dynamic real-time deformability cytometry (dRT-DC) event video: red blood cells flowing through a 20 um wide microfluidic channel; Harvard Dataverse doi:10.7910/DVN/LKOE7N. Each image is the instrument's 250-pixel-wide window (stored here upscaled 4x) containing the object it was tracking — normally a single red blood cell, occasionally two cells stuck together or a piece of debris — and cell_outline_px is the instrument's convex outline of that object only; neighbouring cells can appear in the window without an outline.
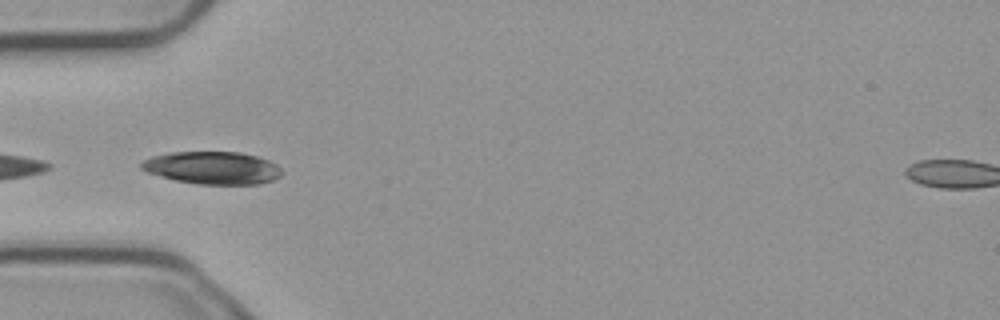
{"species": "common noctule bat (a hibernating species)", "species_latin": "Nyctalus noctula", "temperature_condition": "cold", "stored_images_in_passage": 10, "camera_frame_rate_fps": 3000, "um_per_image_px": 0.085, "animal": {"sex": "male", "body_mass_g": 23.1, "forearm_length_mm": 52.7}, "frame": {"image": 1, "passage_image": 5, "time_ms": 1.333, "image_size_px": [1000, 320], "cell_outline_px": [[284, 172], [280, 176], [272, 180], [260, 184], [200, 184], [176, 180], [160, 176], [148, 172], [140, 168], [140, 164], [144, 160], [152, 156], [168, 152], [240, 152], [256, 156], [268, 160], [276, 164]], "centroid_in_image_um": [18.07, 14.26], "position_along_channel_um": 66.9, "area_um2": 26.65}}
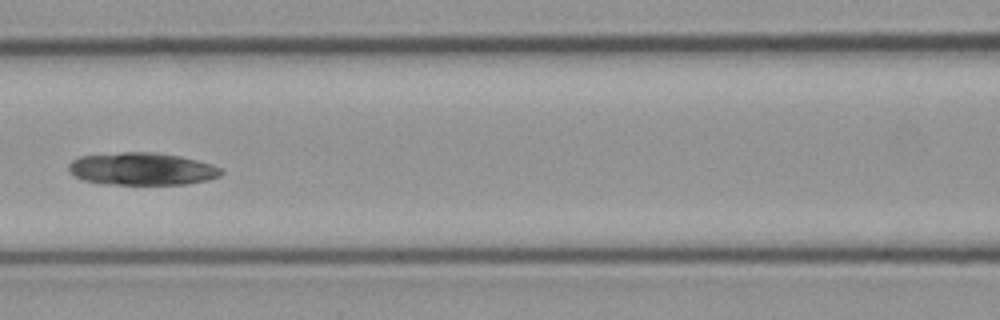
{"frame": {"image": 2, "passage_image": 7, "time_ms": 2.0, "image_size_px": [1000, 320], "cell_outline_px": [[224, 172], [220, 176], [208, 180], [188, 184], [100, 184], [84, 180], [68, 172], [68, 164], [72, 160], [80, 156], [124, 152], [152, 152], [180, 156], [212, 164], [224, 168]], "centroid_in_image_um": [12.09, 14.36], "position_along_channel_um": 154.5, "area_um2": 29.07}}
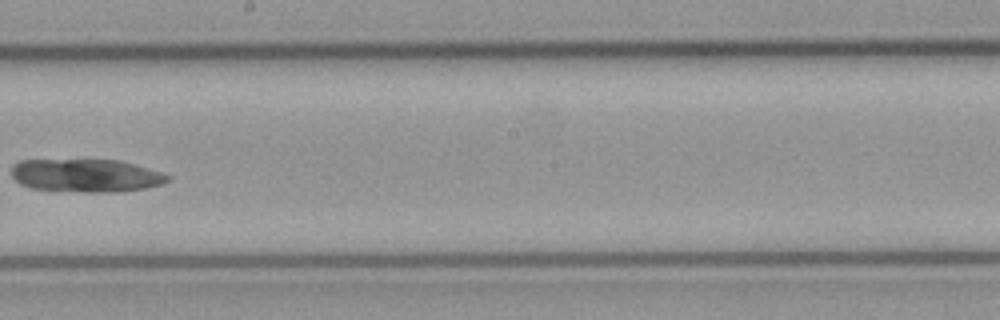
{"frame": {"image": 3, "passage_image": 9, "time_ms": 2.667, "image_size_px": [1000, 320], "cell_outline_px": [[172, 176], [168, 180], [160, 184], [144, 188], [116, 192], [84, 192], [32, 188], [20, 184], [12, 176], [12, 164], [20, 160], [120, 160], [136, 164], [164, 172]], "centroid_in_image_um": [7.33, 14.91], "position_along_channel_um": 240.9, "area_um2": 30.17}}